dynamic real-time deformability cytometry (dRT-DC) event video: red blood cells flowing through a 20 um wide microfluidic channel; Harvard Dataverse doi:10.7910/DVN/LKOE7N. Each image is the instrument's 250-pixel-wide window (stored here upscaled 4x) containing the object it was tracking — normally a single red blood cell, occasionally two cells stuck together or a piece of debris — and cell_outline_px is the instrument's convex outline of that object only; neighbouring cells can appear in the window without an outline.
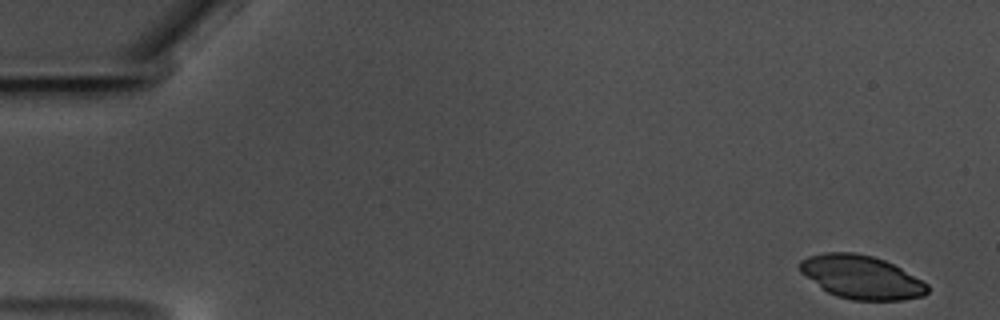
{"species": "common noctule bat (a hibernating species)", "species_latin": "Nyctalus noctula", "temperature_condition": "warm", "stored_images_in_passage": 9, "camera_frame_rate_fps": 3000, "um_per_image_px": 0.085, "animal": {"sex": "male", "body_mass_g": 17.5, "forearm_length_mm": 52.3}, "frame": {"image": 1, "passage_image": 1, "time_ms": 0.0, "image_size_px": [1000, 320], "cell_outline_px": [[928, 292], [924, 296], [904, 300], [852, 300], [836, 296], [820, 288], [800, 272], [800, 260], [808, 256], [824, 252], [852, 252], [872, 256], [884, 260], [900, 268], [928, 284]], "centroid_in_image_um": [73.2, 23.56], "position_along_channel_um": 11.8, "area_um2": 32.25}}